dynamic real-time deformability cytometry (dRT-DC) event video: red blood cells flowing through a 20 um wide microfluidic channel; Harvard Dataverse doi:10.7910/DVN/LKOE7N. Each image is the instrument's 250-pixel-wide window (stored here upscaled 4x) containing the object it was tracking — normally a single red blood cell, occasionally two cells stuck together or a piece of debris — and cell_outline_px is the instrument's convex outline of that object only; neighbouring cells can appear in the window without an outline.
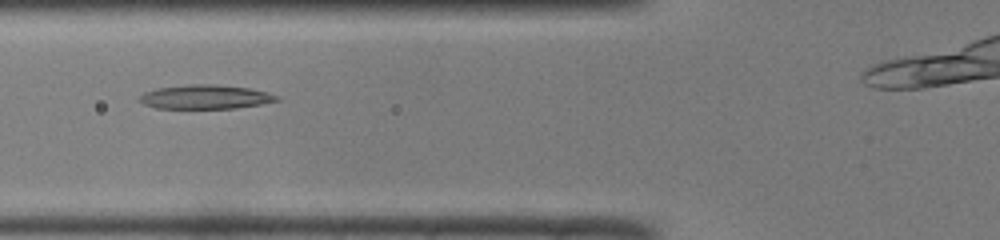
{"species": "common noctule bat (a hibernating species)", "species_latin": "Nyctalus noctula", "temperature_condition": "room temperature", "stored_images_in_passage": 33, "camera_frame_rate_fps": 3000, "um_per_image_px": 0.085, "animal": {"sex": "male", "body_mass_g": 19.0, "forearm_length_mm": 50.8}, "frame": {"image": 1, "passage_image": 9, "time_ms": 2.667, "image_size_px": [1000, 240], "cell_outline_px": [[280, 100], [260, 104], [236, 108], [156, 108], [144, 104], [140, 100], [140, 96], [144, 92], [156, 88], [188, 84], [212, 84], [248, 88], [280, 96]], "centroid_in_image_um": [17.44, 8.23], "position_along_channel_um": 108.4, "area_um2": 19.07}}
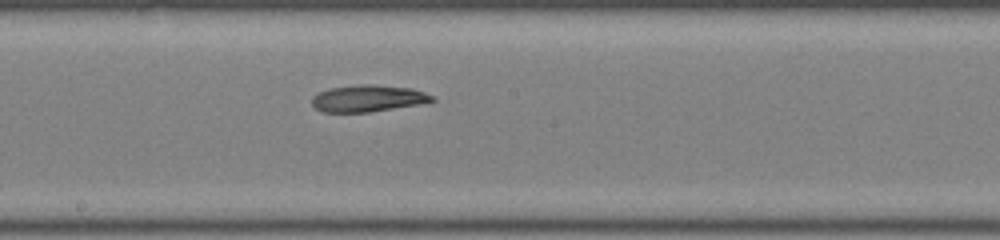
{"frame": {"image": 2, "passage_image": 17, "time_ms": 5.333, "image_size_px": [1000, 240], "cell_outline_px": [[436, 100], [424, 104], [368, 112], [324, 112], [316, 108], [312, 104], [312, 96], [328, 88], [364, 84], [372, 84], [412, 88], [424, 92], [432, 96]], "centroid_in_image_um": [31.31, 8.36], "position_along_channel_um": 216.9, "area_um2": 18.79}}
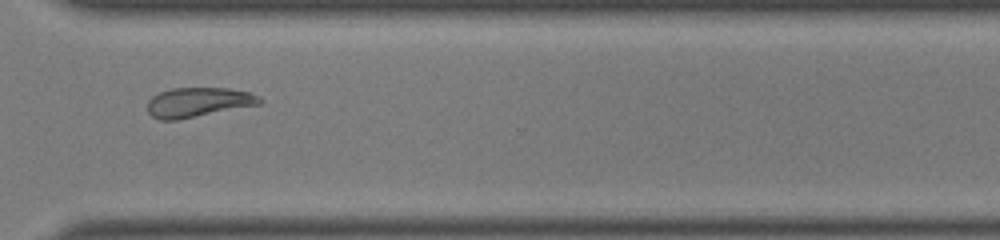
{"frame": {"image": 3, "passage_image": 27, "time_ms": 8.667, "image_size_px": [1000, 240], "cell_outline_px": [[260, 104], [176, 120], [160, 120], [152, 116], [148, 112], [148, 100], [152, 96], [160, 92], [172, 88], [228, 88], [248, 92], [260, 96]], "centroid_in_image_um": [16.81, 8.69], "position_along_channel_um": 353.8, "area_um2": 19.13}}